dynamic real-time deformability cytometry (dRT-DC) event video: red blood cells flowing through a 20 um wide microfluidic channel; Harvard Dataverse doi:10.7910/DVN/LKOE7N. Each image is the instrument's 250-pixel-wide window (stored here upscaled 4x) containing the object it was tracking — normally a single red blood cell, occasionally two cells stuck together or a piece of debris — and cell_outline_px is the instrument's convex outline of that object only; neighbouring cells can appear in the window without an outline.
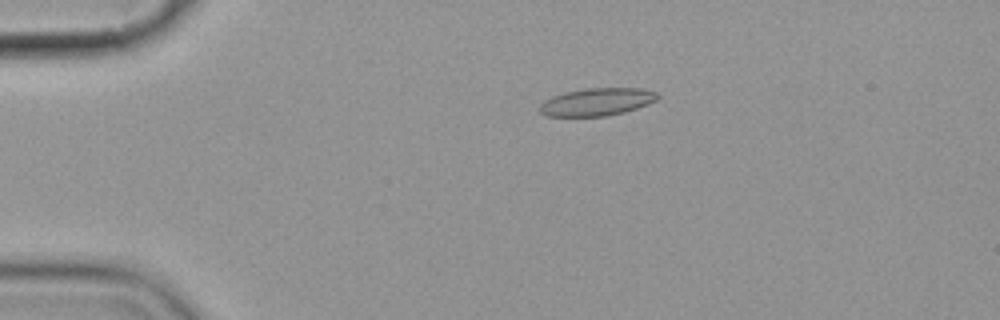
{"species": "common noctule bat (a hibernating species)", "species_latin": "Nyctalus noctula", "temperature_condition": "cold", "stored_images_in_passage": 6, "camera_frame_rate_fps": 3000, "um_per_image_px": 0.085, "animal": {"sex": "female", "body_mass_g": 19.9}, "frame": {"image": 1, "passage_image": 2, "time_ms": 1.333, "image_size_px": [1000, 320], "cell_outline_px": [[660, 96], [656, 100], [648, 104], [624, 112], [608, 116], [548, 116], [540, 112], [540, 104], [544, 100], [552, 96], [564, 92], [584, 88], [640, 88], [656, 92]], "centroid_in_image_um": [50.73, 8.65], "position_along_channel_um": 34.3, "area_um2": 19.02}}
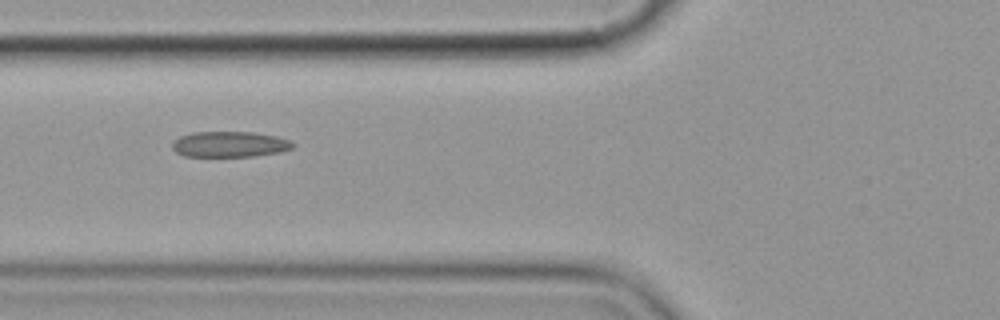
{"frame": {"image": 2, "passage_image": 5, "time_ms": 4.667, "image_size_px": [1000, 320], "cell_outline_px": [[296, 144], [292, 148], [280, 152], [252, 156], [184, 156], [176, 152], [172, 148], [172, 144], [180, 136], [192, 132], [252, 132], [276, 136], [288, 140]], "centroid_in_image_um": [19.52, 12.26], "position_along_channel_um": 106.3, "area_um2": 17.92}}
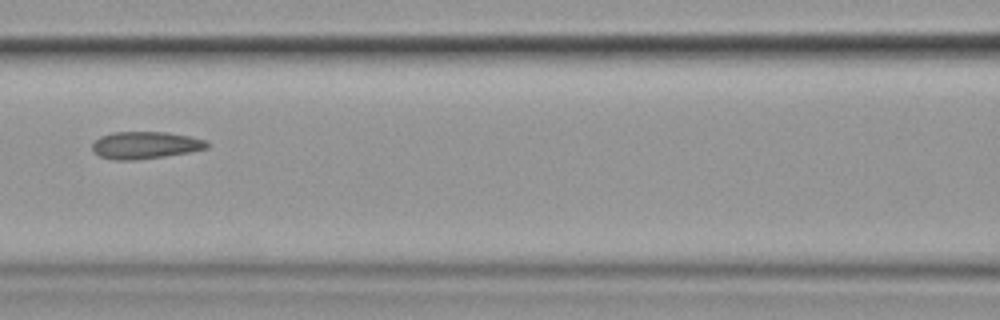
{"frame": {"image": 3, "passage_image": 6, "time_ms": 6.0, "image_size_px": [1000, 320], "cell_outline_px": [[208, 148], [188, 152], [164, 156], [136, 160], [112, 160], [100, 156], [92, 152], [92, 144], [100, 136], [112, 132], [168, 132], [208, 140]], "centroid_in_image_um": [12.32, 12.34], "position_along_channel_um": 154.3, "area_um2": 18.26}}